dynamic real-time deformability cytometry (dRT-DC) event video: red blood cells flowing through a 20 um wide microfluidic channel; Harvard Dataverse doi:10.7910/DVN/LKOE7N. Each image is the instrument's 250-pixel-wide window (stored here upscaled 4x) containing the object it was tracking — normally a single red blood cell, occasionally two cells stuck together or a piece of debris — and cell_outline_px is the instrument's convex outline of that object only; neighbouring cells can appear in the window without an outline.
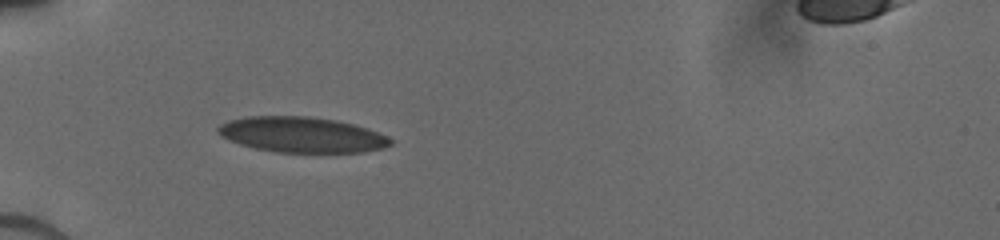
{"species": "human", "species_latin": "Homo sapiens", "temperature_condition": "cold", "stored_images_in_passage": 7, "camera_frame_rate_fps": 3000, "um_per_image_px": 0.085, "donor": {"sex": "male"}, "frame": {"image": 1, "passage_image": 6, "time_ms": 5.333, "image_size_px": [1000, 240], "cell_outline_px": [[392, 144], [384, 148], [364, 152], [276, 152], [256, 148], [240, 144], [216, 132], [216, 128], [220, 124], [228, 120], [248, 116], [308, 116], [336, 120], [352, 124], [388, 136], [392, 140]], "centroid_in_image_um": [25.65, 11.45], "position_along_channel_um": 59.4, "area_um2": 35.43}}